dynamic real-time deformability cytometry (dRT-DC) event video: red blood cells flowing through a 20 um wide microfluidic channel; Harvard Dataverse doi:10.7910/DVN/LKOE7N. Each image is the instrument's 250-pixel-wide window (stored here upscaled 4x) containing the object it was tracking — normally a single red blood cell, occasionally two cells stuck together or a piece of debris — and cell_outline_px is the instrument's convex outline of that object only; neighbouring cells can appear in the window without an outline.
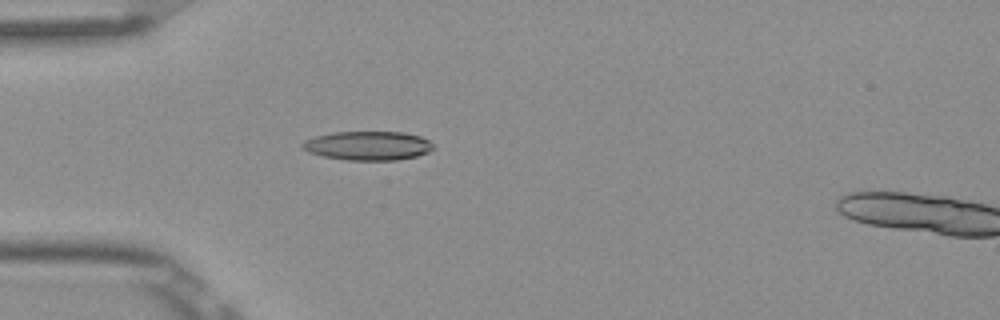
{"species": "Egyptian fruit bat (a non-hibernating species)", "species_latin": "Rousettus aegyptiacus", "temperature_condition": "room temperature", "stored_images_in_passage": 5, "camera_frame_rate_fps": 3000, "um_per_image_px": 0.085, "frame": {"image": 1, "passage_image": 4, "time_ms": 1.0, "image_size_px": [1000, 320], "cell_outline_px": [[432, 148], [428, 152], [416, 156], [396, 160], [348, 160], [324, 156], [308, 152], [300, 148], [300, 144], [304, 140], [316, 136], [332, 132], [404, 132], [420, 136], [428, 140], [432, 144]], "centroid_in_image_um": [31.23, 12.38], "position_along_channel_um": 53.8, "area_um2": 22.08}}